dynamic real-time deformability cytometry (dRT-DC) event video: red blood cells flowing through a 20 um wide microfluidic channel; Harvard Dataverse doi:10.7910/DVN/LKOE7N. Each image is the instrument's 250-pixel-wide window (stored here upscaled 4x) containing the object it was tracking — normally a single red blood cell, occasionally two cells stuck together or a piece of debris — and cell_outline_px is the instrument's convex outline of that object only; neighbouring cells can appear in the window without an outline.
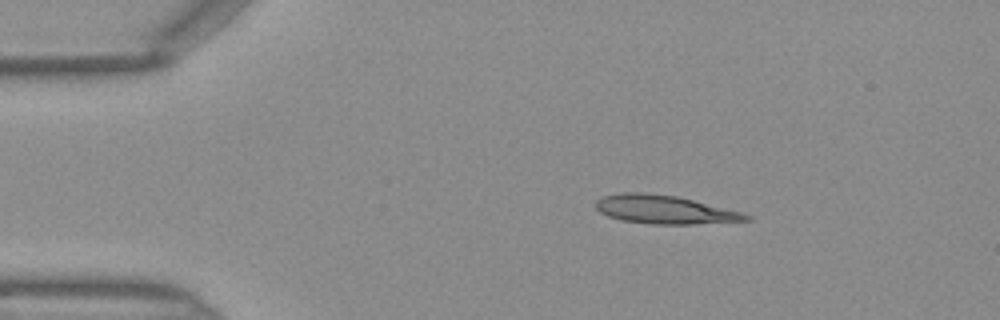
{"species": "Egyptian fruit bat (a non-hibernating species)", "species_latin": "Rousettus aegyptiacus", "temperature_condition": "warm", "stored_images_in_passage": 39, "camera_frame_rate_fps": 3000, "um_per_image_px": 0.085, "frame": {"image": 1, "passage_image": 1, "time_ms": 0.0, "image_size_px": [1000, 320], "cell_outline_px": [[752, 220], [692, 224], [652, 224], [620, 220], [608, 216], [600, 212], [596, 208], [596, 200], [604, 196], [620, 192], [644, 192], [676, 196], [740, 212], [752, 216]], "centroid_in_image_um": [56.44, 17.81], "position_along_channel_um": 28.6, "area_um2": 24.74}}
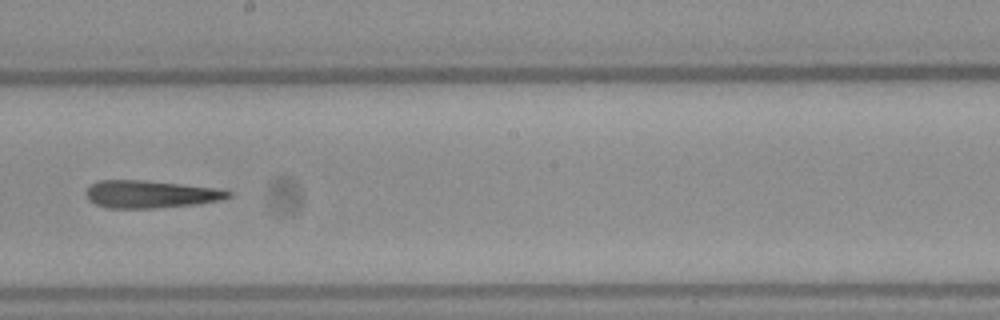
{"frame": {"image": 2, "passage_image": 19, "time_ms": 6.0, "image_size_px": [1000, 320], "cell_outline_px": [[232, 196], [216, 200], [196, 204], [156, 208], [108, 208], [96, 204], [88, 200], [84, 192], [88, 184], [100, 180], [144, 180], [216, 188], [232, 192]], "centroid_in_image_um": [12.7, 16.5], "position_along_channel_um": 235.5, "area_um2": 22.83}}
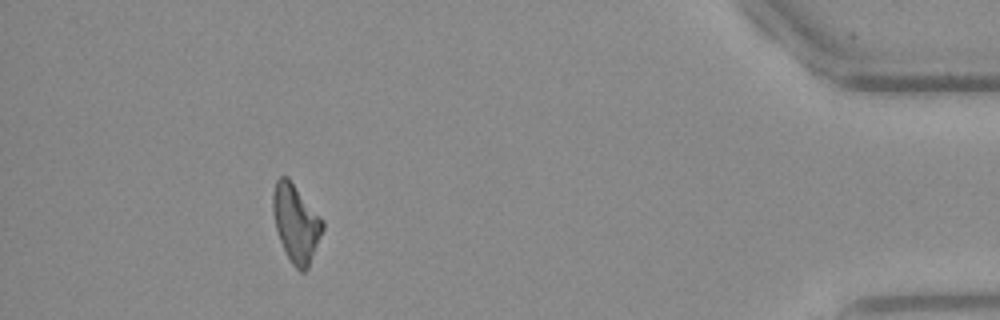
{"frame": {"image": 3, "passage_image": 35, "time_ms": 11.333, "image_size_px": [1000, 320], "cell_outline_px": [[324, 228], [308, 268], [304, 272], [300, 272], [292, 264], [280, 240], [276, 228], [272, 212], [272, 192], [276, 180], [280, 176], [288, 176], [324, 220]], "centroid_in_image_um": [25.16, 18.94], "position_along_channel_um": 410.0, "area_um2": 22.6}}